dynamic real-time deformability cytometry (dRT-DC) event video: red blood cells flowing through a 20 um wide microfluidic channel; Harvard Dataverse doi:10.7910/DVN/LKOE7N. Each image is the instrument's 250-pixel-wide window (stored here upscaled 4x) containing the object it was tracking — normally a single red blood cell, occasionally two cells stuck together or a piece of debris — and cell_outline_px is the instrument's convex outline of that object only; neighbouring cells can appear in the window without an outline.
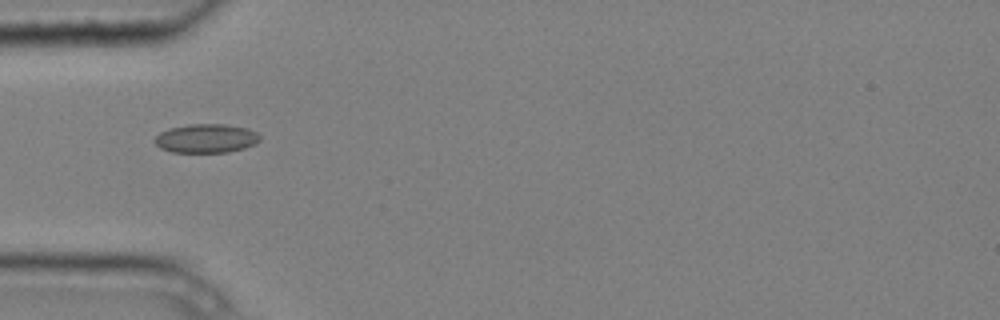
{"species": "common noctule bat (a hibernating species)", "species_latin": "Nyctalus noctula", "temperature_condition": "cold", "stored_images_in_passage": 6, "camera_frame_rate_fps": 3000, "um_per_image_px": 0.085, "animal": {"sex": "male", "body_mass_g": 20.4}, "frame": {"image": 1, "passage_image": 4, "time_ms": 1.0, "image_size_px": [1000, 320], "cell_outline_px": [[260, 140], [256, 144], [244, 148], [228, 152], [172, 152], [160, 148], [152, 140], [160, 132], [168, 128], [188, 124], [224, 124], [248, 128], [256, 132], [260, 136]], "centroid_in_image_um": [17.51, 11.76], "position_along_channel_um": 67.5, "area_um2": 17.86}}
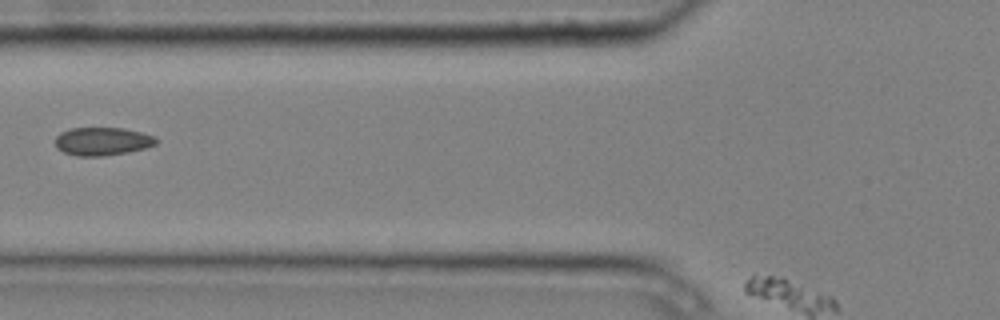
{"frame": {"image": 2, "passage_image": 5, "time_ms": 1.333, "image_size_px": [1000, 320], "cell_outline_px": [[160, 140], [156, 144], [144, 148], [128, 152], [104, 156], [76, 156], [64, 152], [56, 148], [56, 136], [60, 132], [72, 128], [124, 128], [156, 136]], "centroid_in_image_um": [8.72, 12.01], "position_along_channel_um": 117.1, "area_um2": 16.65}}
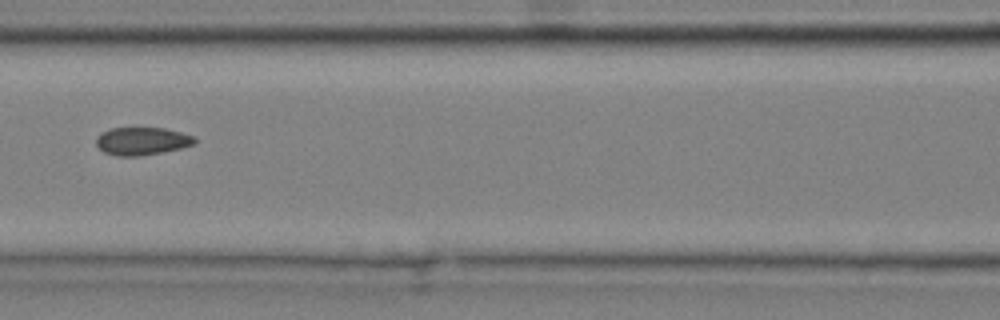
{"frame": {"image": 3, "passage_image": 6, "time_ms": 1.667, "image_size_px": [1000, 320], "cell_outline_px": [[196, 144], [180, 148], [140, 156], [116, 156], [104, 152], [96, 144], [96, 136], [100, 132], [112, 128], [164, 128], [196, 136]], "centroid_in_image_um": [12.06, 11.99], "position_along_channel_um": 154.5, "area_um2": 16.01}}